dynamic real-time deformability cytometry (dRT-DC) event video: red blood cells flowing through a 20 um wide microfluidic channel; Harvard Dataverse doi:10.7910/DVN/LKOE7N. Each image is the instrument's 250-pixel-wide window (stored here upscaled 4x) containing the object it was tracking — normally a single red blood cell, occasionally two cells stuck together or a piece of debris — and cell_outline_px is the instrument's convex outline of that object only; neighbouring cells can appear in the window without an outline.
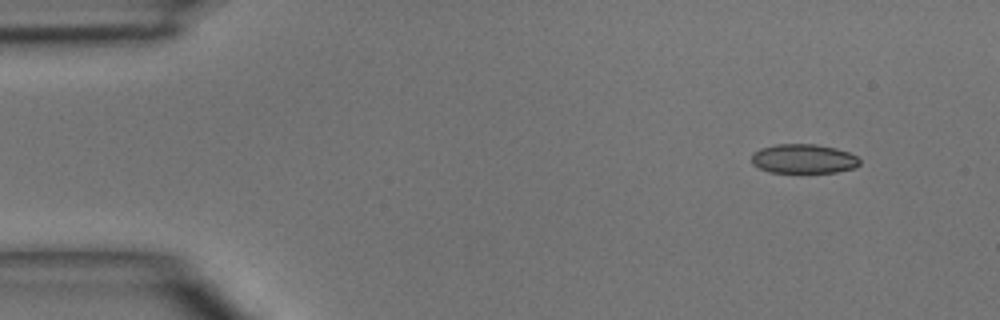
{"species": "common noctule bat (a hibernating species)", "species_latin": "Nyctalus noctula", "temperature_condition": "room temperature", "stored_images_in_passage": 4, "camera_frame_rate_fps": 3000, "um_per_image_px": 0.085, "animal": {"sex": "male", "body_mass_g": 15.6}, "frame": {"image": 1, "passage_image": 1, "time_ms": 0.0, "image_size_px": [1000, 320], "cell_outline_px": [[860, 164], [856, 168], [836, 172], [768, 172], [752, 164], [752, 152], [760, 148], [776, 144], [816, 144], [836, 148], [848, 152], [856, 156], [860, 160]], "centroid_in_image_um": [68.3, 13.49], "position_along_channel_um": 16.7, "area_um2": 18.55}}
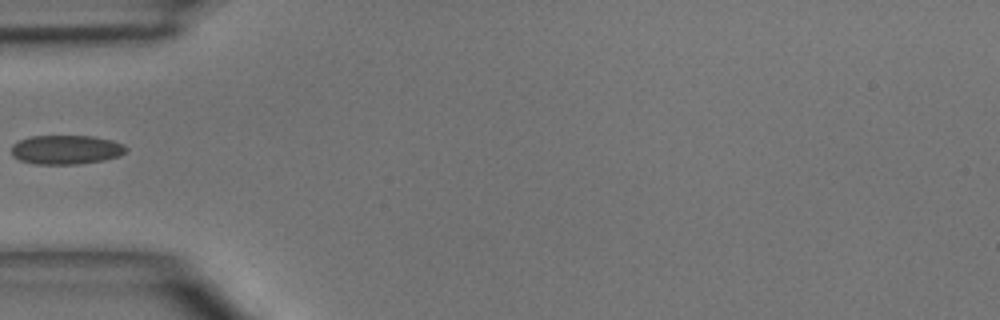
{"frame": {"image": 2, "passage_image": 4, "time_ms": 3.667, "image_size_px": [1000, 320], "cell_outline_px": [[128, 148], [120, 156], [104, 160], [76, 164], [36, 164], [20, 160], [12, 156], [12, 144], [28, 136], [92, 136], [112, 140], [124, 144]], "centroid_in_image_um": [5.62, 12.72], "position_along_channel_um": 79.4, "area_um2": 19.54}}